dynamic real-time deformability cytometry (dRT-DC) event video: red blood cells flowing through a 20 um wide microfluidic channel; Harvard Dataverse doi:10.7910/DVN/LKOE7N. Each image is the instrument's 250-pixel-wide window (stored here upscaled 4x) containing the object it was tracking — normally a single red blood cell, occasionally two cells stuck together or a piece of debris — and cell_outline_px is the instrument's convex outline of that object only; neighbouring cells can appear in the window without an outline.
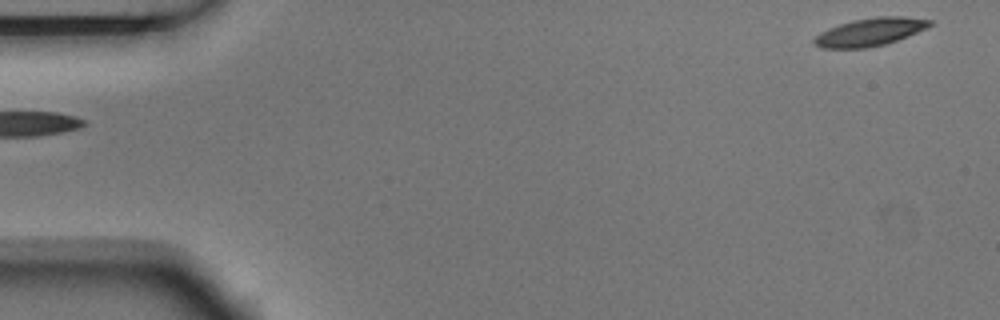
{"species": "Egyptian fruit bat (a non-hibernating species)", "species_latin": "Rousettus aegyptiacus", "temperature_condition": "room temperature", "stored_images_in_passage": 5, "segment_of_instrument_passage": [2, 2], "camera_frame_rate_fps": 3000, "um_per_image_px": 0.085, "animal": {"sex": "male"}, "frame": {"image": 1, "passage_image": 5, "time_ms": 1.333, "image_size_px": [1000, 320], "cell_outline_px": [[932, 24], [928, 28], [908, 36], [884, 44], [864, 48], [820, 48], [812, 44], [812, 40], [816, 36], [840, 24], [852, 20], [876, 16], [904, 16], [932, 20]], "centroid_in_image_um": [73.98, 2.71], "position_along_channel_um": 11.0, "area_um2": 18.67}}